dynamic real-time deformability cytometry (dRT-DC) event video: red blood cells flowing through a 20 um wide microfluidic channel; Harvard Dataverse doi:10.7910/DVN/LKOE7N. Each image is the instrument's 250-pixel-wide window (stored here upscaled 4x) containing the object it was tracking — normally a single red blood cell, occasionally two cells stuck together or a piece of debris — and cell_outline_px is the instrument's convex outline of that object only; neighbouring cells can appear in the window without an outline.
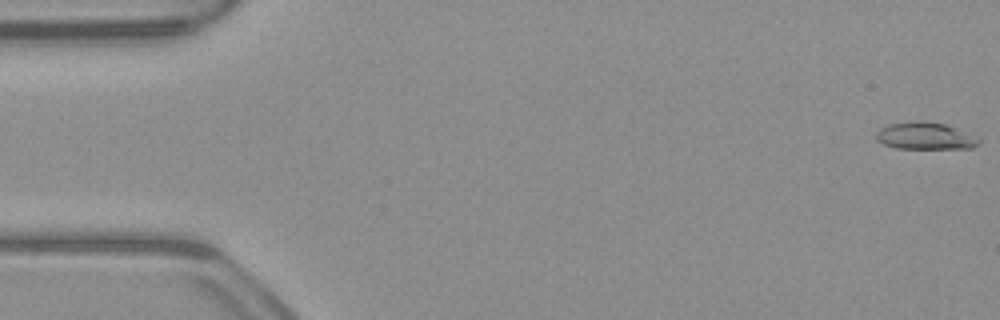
{"species": "common noctule bat (a hibernating species)", "species_latin": "Nyctalus noctula", "temperature_condition": "warm", "stored_images_in_passage": 53, "camera_frame_rate_fps": 3000, "um_per_image_px": 0.085, "animal": {"sex": "male", "body_mass_g": 23.1, "forearm_length_mm": 52.7}, "frame": {"image": 1, "passage_image": 1, "time_ms": 0.0, "image_size_px": [1000, 320], "cell_outline_px": [[980, 140], [972, 148], [896, 148], [884, 144], [876, 140], [876, 132], [880, 128], [888, 124], [916, 120], [924, 120], [948, 124]], "centroid_in_image_um": [78.57, 11.53], "position_along_channel_um": 6.4, "area_um2": 16.13}}
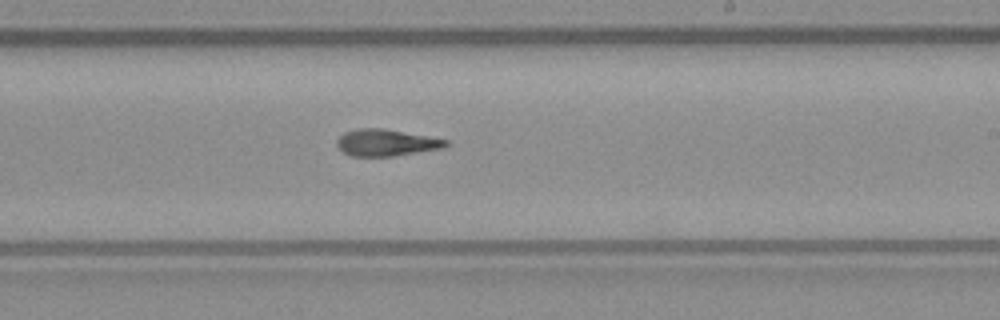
{"frame": {"image": 2, "passage_image": 31, "time_ms": 10.0, "image_size_px": [1000, 320], "cell_outline_px": [[448, 144], [444, 148], [392, 156], [352, 156], [344, 152], [336, 144], [336, 140], [344, 132], [360, 128], [384, 128], [448, 140]], "centroid_in_image_um": [32.81, 12.12], "position_along_channel_um": 256.2, "area_um2": 16.82}}
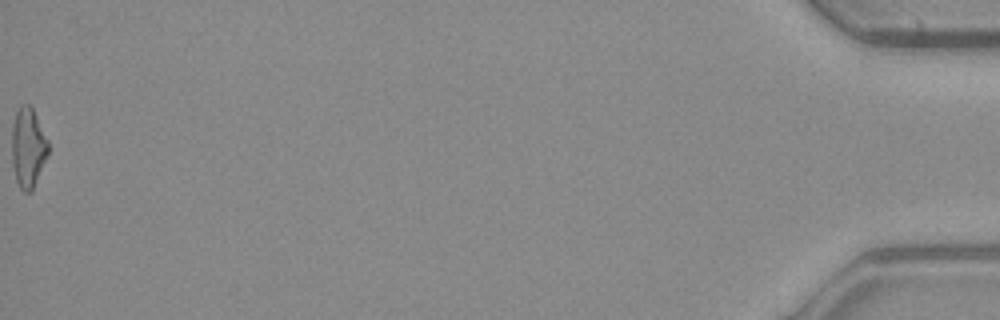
{"frame": {"image": 3, "passage_image": 53, "time_ms": 17.333, "image_size_px": [1000, 320], "cell_outline_px": [[48, 156], [32, 192], [24, 192], [20, 188], [16, 180], [12, 164], [12, 124], [16, 112], [20, 104], [28, 104], [32, 108], [48, 140]], "centroid_in_image_um": [2.38, 12.57], "position_along_channel_um": 432.8, "area_um2": 17.05}, "authors_computed_cell_mechanics": {"area_um2": 16.9932, "velocity_mm_per_s": 3.964, "shape_relaxation_time_tau1_ms": 6.3533, "shape_relaxation_time_tau2_ms": 3.5959, "deformation_change_tau1": 0.2253, "deformation_change_tau2": 0.1435}}